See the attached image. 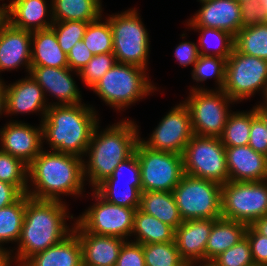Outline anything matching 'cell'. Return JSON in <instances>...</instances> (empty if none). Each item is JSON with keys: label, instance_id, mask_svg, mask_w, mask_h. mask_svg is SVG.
Returning a JSON list of instances; mask_svg holds the SVG:
<instances>
[{"label": "cell", "instance_id": "f5cc1de1", "mask_svg": "<svg viewBox=\"0 0 267 266\" xmlns=\"http://www.w3.org/2000/svg\"><path fill=\"white\" fill-rule=\"evenodd\" d=\"M6 114V90L4 86V81H0V116Z\"/></svg>", "mask_w": 267, "mask_h": 266}, {"label": "cell", "instance_id": "8d00e7d4", "mask_svg": "<svg viewBox=\"0 0 267 266\" xmlns=\"http://www.w3.org/2000/svg\"><path fill=\"white\" fill-rule=\"evenodd\" d=\"M225 67L226 59L224 58L199 55L198 60L192 68V79L199 83L209 78H214L218 86L215 87L216 90H223L225 83Z\"/></svg>", "mask_w": 267, "mask_h": 266}, {"label": "cell", "instance_id": "ab89813d", "mask_svg": "<svg viewBox=\"0 0 267 266\" xmlns=\"http://www.w3.org/2000/svg\"><path fill=\"white\" fill-rule=\"evenodd\" d=\"M116 63L113 53L94 55L87 65L79 70V78L91 89Z\"/></svg>", "mask_w": 267, "mask_h": 266}, {"label": "cell", "instance_id": "e575fe53", "mask_svg": "<svg viewBox=\"0 0 267 266\" xmlns=\"http://www.w3.org/2000/svg\"><path fill=\"white\" fill-rule=\"evenodd\" d=\"M102 15L89 22L83 40L87 48L94 54L113 53V34L107 18ZM103 21V22H102Z\"/></svg>", "mask_w": 267, "mask_h": 266}, {"label": "cell", "instance_id": "e0dca14e", "mask_svg": "<svg viewBox=\"0 0 267 266\" xmlns=\"http://www.w3.org/2000/svg\"><path fill=\"white\" fill-rule=\"evenodd\" d=\"M188 19L189 27L221 29L235 36L242 28L240 3L235 0H211Z\"/></svg>", "mask_w": 267, "mask_h": 266}, {"label": "cell", "instance_id": "f546056e", "mask_svg": "<svg viewBox=\"0 0 267 266\" xmlns=\"http://www.w3.org/2000/svg\"><path fill=\"white\" fill-rule=\"evenodd\" d=\"M26 205V194L0 209V248L4 243H17L21 236ZM3 245V246H2Z\"/></svg>", "mask_w": 267, "mask_h": 266}, {"label": "cell", "instance_id": "ffe728a7", "mask_svg": "<svg viewBox=\"0 0 267 266\" xmlns=\"http://www.w3.org/2000/svg\"><path fill=\"white\" fill-rule=\"evenodd\" d=\"M73 232L81 243L83 266H115L121 247L127 241L120 237L86 232L76 222Z\"/></svg>", "mask_w": 267, "mask_h": 266}, {"label": "cell", "instance_id": "c3c4849f", "mask_svg": "<svg viewBox=\"0 0 267 266\" xmlns=\"http://www.w3.org/2000/svg\"><path fill=\"white\" fill-rule=\"evenodd\" d=\"M198 46L189 40L188 42H180L174 50V57L179 62V65L183 67L191 65L193 67L199 57Z\"/></svg>", "mask_w": 267, "mask_h": 266}, {"label": "cell", "instance_id": "bcb514c9", "mask_svg": "<svg viewBox=\"0 0 267 266\" xmlns=\"http://www.w3.org/2000/svg\"><path fill=\"white\" fill-rule=\"evenodd\" d=\"M247 237L255 265L267 266V237L257 233L250 225L247 226Z\"/></svg>", "mask_w": 267, "mask_h": 266}, {"label": "cell", "instance_id": "ee69618b", "mask_svg": "<svg viewBox=\"0 0 267 266\" xmlns=\"http://www.w3.org/2000/svg\"><path fill=\"white\" fill-rule=\"evenodd\" d=\"M248 145L254 151L267 156V129L256 115L254 107L251 109V129Z\"/></svg>", "mask_w": 267, "mask_h": 266}, {"label": "cell", "instance_id": "f35d334b", "mask_svg": "<svg viewBox=\"0 0 267 266\" xmlns=\"http://www.w3.org/2000/svg\"><path fill=\"white\" fill-rule=\"evenodd\" d=\"M89 22L54 21L51 28L55 32L59 46L68 54L76 42L82 41Z\"/></svg>", "mask_w": 267, "mask_h": 266}, {"label": "cell", "instance_id": "681fc988", "mask_svg": "<svg viewBox=\"0 0 267 266\" xmlns=\"http://www.w3.org/2000/svg\"><path fill=\"white\" fill-rule=\"evenodd\" d=\"M21 195L14 185L0 181V209L14 203Z\"/></svg>", "mask_w": 267, "mask_h": 266}, {"label": "cell", "instance_id": "603a6c76", "mask_svg": "<svg viewBox=\"0 0 267 266\" xmlns=\"http://www.w3.org/2000/svg\"><path fill=\"white\" fill-rule=\"evenodd\" d=\"M46 2V0H12L7 5V20L12 26L30 32L51 28L54 22L52 3L48 7Z\"/></svg>", "mask_w": 267, "mask_h": 266}, {"label": "cell", "instance_id": "d4e9b609", "mask_svg": "<svg viewBox=\"0 0 267 266\" xmlns=\"http://www.w3.org/2000/svg\"><path fill=\"white\" fill-rule=\"evenodd\" d=\"M31 66L68 67L67 54L59 46L52 28L32 32Z\"/></svg>", "mask_w": 267, "mask_h": 266}, {"label": "cell", "instance_id": "db71d44e", "mask_svg": "<svg viewBox=\"0 0 267 266\" xmlns=\"http://www.w3.org/2000/svg\"><path fill=\"white\" fill-rule=\"evenodd\" d=\"M256 115L262 120L265 128L267 129V108H264L261 104L254 106Z\"/></svg>", "mask_w": 267, "mask_h": 266}, {"label": "cell", "instance_id": "83f0119b", "mask_svg": "<svg viewBox=\"0 0 267 266\" xmlns=\"http://www.w3.org/2000/svg\"><path fill=\"white\" fill-rule=\"evenodd\" d=\"M132 242L138 244L165 243L174 241L175 230L154 216L136 209Z\"/></svg>", "mask_w": 267, "mask_h": 266}, {"label": "cell", "instance_id": "f6af8a7d", "mask_svg": "<svg viewBox=\"0 0 267 266\" xmlns=\"http://www.w3.org/2000/svg\"><path fill=\"white\" fill-rule=\"evenodd\" d=\"M115 266H145L143 245L126 241L121 247Z\"/></svg>", "mask_w": 267, "mask_h": 266}, {"label": "cell", "instance_id": "6f0895ef", "mask_svg": "<svg viewBox=\"0 0 267 266\" xmlns=\"http://www.w3.org/2000/svg\"><path fill=\"white\" fill-rule=\"evenodd\" d=\"M263 102L261 103L260 102V104L264 107V108H267V86H266V89H265V92H264V94H263Z\"/></svg>", "mask_w": 267, "mask_h": 266}, {"label": "cell", "instance_id": "60d3db41", "mask_svg": "<svg viewBox=\"0 0 267 266\" xmlns=\"http://www.w3.org/2000/svg\"><path fill=\"white\" fill-rule=\"evenodd\" d=\"M217 266H254L250 244L245 236L212 260Z\"/></svg>", "mask_w": 267, "mask_h": 266}, {"label": "cell", "instance_id": "f907efd6", "mask_svg": "<svg viewBox=\"0 0 267 266\" xmlns=\"http://www.w3.org/2000/svg\"><path fill=\"white\" fill-rule=\"evenodd\" d=\"M13 251L14 250H11L10 248H0V266H12L11 264H16V262H14V255H12Z\"/></svg>", "mask_w": 267, "mask_h": 266}, {"label": "cell", "instance_id": "d6a6232c", "mask_svg": "<svg viewBox=\"0 0 267 266\" xmlns=\"http://www.w3.org/2000/svg\"><path fill=\"white\" fill-rule=\"evenodd\" d=\"M234 48L240 53L267 60V23L241 28L234 36Z\"/></svg>", "mask_w": 267, "mask_h": 266}, {"label": "cell", "instance_id": "7bdbcfd3", "mask_svg": "<svg viewBox=\"0 0 267 266\" xmlns=\"http://www.w3.org/2000/svg\"><path fill=\"white\" fill-rule=\"evenodd\" d=\"M242 28L267 23V10L260 0H244L240 3Z\"/></svg>", "mask_w": 267, "mask_h": 266}, {"label": "cell", "instance_id": "4dcf8cb0", "mask_svg": "<svg viewBox=\"0 0 267 266\" xmlns=\"http://www.w3.org/2000/svg\"><path fill=\"white\" fill-rule=\"evenodd\" d=\"M200 33L199 55H209L228 59L234 48V36L221 29L207 27H190ZM215 46V47H214Z\"/></svg>", "mask_w": 267, "mask_h": 266}, {"label": "cell", "instance_id": "9a60e30c", "mask_svg": "<svg viewBox=\"0 0 267 266\" xmlns=\"http://www.w3.org/2000/svg\"><path fill=\"white\" fill-rule=\"evenodd\" d=\"M0 150L29 166L43 150L41 123L34 127L22 121L10 120L0 128Z\"/></svg>", "mask_w": 267, "mask_h": 266}, {"label": "cell", "instance_id": "2e32d148", "mask_svg": "<svg viewBox=\"0 0 267 266\" xmlns=\"http://www.w3.org/2000/svg\"><path fill=\"white\" fill-rule=\"evenodd\" d=\"M79 76L77 71L66 68H54L45 66H31L29 75L41 86L47 100V94L57 98L58 102L50 106L76 105L81 103L82 95L71 73Z\"/></svg>", "mask_w": 267, "mask_h": 266}, {"label": "cell", "instance_id": "5b68a950", "mask_svg": "<svg viewBox=\"0 0 267 266\" xmlns=\"http://www.w3.org/2000/svg\"><path fill=\"white\" fill-rule=\"evenodd\" d=\"M146 70L135 65L116 63L91 90L113 109L123 111L156 91Z\"/></svg>", "mask_w": 267, "mask_h": 266}, {"label": "cell", "instance_id": "11a10c76", "mask_svg": "<svg viewBox=\"0 0 267 266\" xmlns=\"http://www.w3.org/2000/svg\"><path fill=\"white\" fill-rule=\"evenodd\" d=\"M7 22V4L3 3L0 5V31Z\"/></svg>", "mask_w": 267, "mask_h": 266}, {"label": "cell", "instance_id": "b9f144b4", "mask_svg": "<svg viewBox=\"0 0 267 266\" xmlns=\"http://www.w3.org/2000/svg\"><path fill=\"white\" fill-rule=\"evenodd\" d=\"M128 177V178H127ZM107 179H116V182L133 183L142 192L140 165L136 152L120 162L112 175Z\"/></svg>", "mask_w": 267, "mask_h": 266}, {"label": "cell", "instance_id": "5bb4252c", "mask_svg": "<svg viewBox=\"0 0 267 266\" xmlns=\"http://www.w3.org/2000/svg\"><path fill=\"white\" fill-rule=\"evenodd\" d=\"M193 135L190 113L182 101L162 117L148 140L140 137V141L152 150L183 154Z\"/></svg>", "mask_w": 267, "mask_h": 266}, {"label": "cell", "instance_id": "836d02e7", "mask_svg": "<svg viewBox=\"0 0 267 266\" xmlns=\"http://www.w3.org/2000/svg\"><path fill=\"white\" fill-rule=\"evenodd\" d=\"M251 109L232 111L227 119L222 135L219 137L225 147L246 146L250 139Z\"/></svg>", "mask_w": 267, "mask_h": 266}, {"label": "cell", "instance_id": "1f68e13d", "mask_svg": "<svg viewBox=\"0 0 267 266\" xmlns=\"http://www.w3.org/2000/svg\"><path fill=\"white\" fill-rule=\"evenodd\" d=\"M94 190L109 203L127 208L140 207L141 191L133 183L105 179Z\"/></svg>", "mask_w": 267, "mask_h": 266}, {"label": "cell", "instance_id": "ac0fdd59", "mask_svg": "<svg viewBox=\"0 0 267 266\" xmlns=\"http://www.w3.org/2000/svg\"><path fill=\"white\" fill-rule=\"evenodd\" d=\"M32 32L18 29L7 22L0 31V72L25 67L31 70ZM0 81L3 79L0 77Z\"/></svg>", "mask_w": 267, "mask_h": 266}, {"label": "cell", "instance_id": "7c38bea8", "mask_svg": "<svg viewBox=\"0 0 267 266\" xmlns=\"http://www.w3.org/2000/svg\"><path fill=\"white\" fill-rule=\"evenodd\" d=\"M267 86V60L246 55L233 48L226 60L223 91L235 102L262 95ZM262 91V92H261Z\"/></svg>", "mask_w": 267, "mask_h": 266}, {"label": "cell", "instance_id": "91938a15", "mask_svg": "<svg viewBox=\"0 0 267 266\" xmlns=\"http://www.w3.org/2000/svg\"><path fill=\"white\" fill-rule=\"evenodd\" d=\"M206 1H211V0H198V2H200V3H203V2H206Z\"/></svg>", "mask_w": 267, "mask_h": 266}, {"label": "cell", "instance_id": "ba28073f", "mask_svg": "<svg viewBox=\"0 0 267 266\" xmlns=\"http://www.w3.org/2000/svg\"><path fill=\"white\" fill-rule=\"evenodd\" d=\"M222 185L184 174L172 191L183 221L194 219H219Z\"/></svg>", "mask_w": 267, "mask_h": 266}, {"label": "cell", "instance_id": "d6986e66", "mask_svg": "<svg viewBox=\"0 0 267 266\" xmlns=\"http://www.w3.org/2000/svg\"><path fill=\"white\" fill-rule=\"evenodd\" d=\"M7 115L41 113V121L45 118L50 103L46 101L41 86L29 74L12 84L6 85ZM47 102V103H46Z\"/></svg>", "mask_w": 267, "mask_h": 266}, {"label": "cell", "instance_id": "7402d4cb", "mask_svg": "<svg viewBox=\"0 0 267 266\" xmlns=\"http://www.w3.org/2000/svg\"><path fill=\"white\" fill-rule=\"evenodd\" d=\"M215 220H186L175 229L174 241L181 258L188 265L205 261V247Z\"/></svg>", "mask_w": 267, "mask_h": 266}, {"label": "cell", "instance_id": "cb8c5ba5", "mask_svg": "<svg viewBox=\"0 0 267 266\" xmlns=\"http://www.w3.org/2000/svg\"><path fill=\"white\" fill-rule=\"evenodd\" d=\"M21 266H83L80 240L72 232L60 243L33 254Z\"/></svg>", "mask_w": 267, "mask_h": 266}, {"label": "cell", "instance_id": "44dd1931", "mask_svg": "<svg viewBox=\"0 0 267 266\" xmlns=\"http://www.w3.org/2000/svg\"><path fill=\"white\" fill-rule=\"evenodd\" d=\"M229 181L267 180V156L249 145L225 147Z\"/></svg>", "mask_w": 267, "mask_h": 266}, {"label": "cell", "instance_id": "94428289", "mask_svg": "<svg viewBox=\"0 0 267 266\" xmlns=\"http://www.w3.org/2000/svg\"><path fill=\"white\" fill-rule=\"evenodd\" d=\"M235 1L241 3V2L244 1V0H235Z\"/></svg>", "mask_w": 267, "mask_h": 266}, {"label": "cell", "instance_id": "680465c9", "mask_svg": "<svg viewBox=\"0 0 267 266\" xmlns=\"http://www.w3.org/2000/svg\"><path fill=\"white\" fill-rule=\"evenodd\" d=\"M262 6L267 10V0H260Z\"/></svg>", "mask_w": 267, "mask_h": 266}, {"label": "cell", "instance_id": "8992f818", "mask_svg": "<svg viewBox=\"0 0 267 266\" xmlns=\"http://www.w3.org/2000/svg\"><path fill=\"white\" fill-rule=\"evenodd\" d=\"M136 8L106 17L113 34V54L117 63L147 68L150 40Z\"/></svg>", "mask_w": 267, "mask_h": 266}, {"label": "cell", "instance_id": "277c9868", "mask_svg": "<svg viewBox=\"0 0 267 266\" xmlns=\"http://www.w3.org/2000/svg\"><path fill=\"white\" fill-rule=\"evenodd\" d=\"M96 126L83 161L84 179L95 189L110 177L120 162L129 158L140 140L139 126L129 118L99 131ZM88 154V155H87ZM88 178V179H87Z\"/></svg>", "mask_w": 267, "mask_h": 266}, {"label": "cell", "instance_id": "4fadbf2b", "mask_svg": "<svg viewBox=\"0 0 267 266\" xmlns=\"http://www.w3.org/2000/svg\"><path fill=\"white\" fill-rule=\"evenodd\" d=\"M95 203L75 218L84 231L105 236L120 237L125 240L132 236L136 208H127L107 202L92 190ZM129 236V237H128Z\"/></svg>", "mask_w": 267, "mask_h": 266}, {"label": "cell", "instance_id": "52a82bcc", "mask_svg": "<svg viewBox=\"0 0 267 266\" xmlns=\"http://www.w3.org/2000/svg\"><path fill=\"white\" fill-rule=\"evenodd\" d=\"M215 90V91H214ZM184 104L187 106L193 134L220 137L231 113L230 104H235L223 90L193 86Z\"/></svg>", "mask_w": 267, "mask_h": 266}, {"label": "cell", "instance_id": "484cf974", "mask_svg": "<svg viewBox=\"0 0 267 266\" xmlns=\"http://www.w3.org/2000/svg\"><path fill=\"white\" fill-rule=\"evenodd\" d=\"M247 225L225 218L216 219L205 247V261H212L219 254L245 237Z\"/></svg>", "mask_w": 267, "mask_h": 266}, {"label": "cell", "instance_id": "4316f807", "mask_svg": "<svg viewBox=\"0 0 267 266\" xmlns=\"http://www.w3.org/2000/svg\"><path fill=\"white\" fill-rule=\"evenodd\" d=\"M139 209L156 217L174 230L183 223L172 192L142 191Z\"/></svg>", "mask_w": 267, "mask_h": 266}, {"label": "cell", "instance_id": "74e56055", "mask_svg": "<svg viewBox=\"0 0 267 266\" xmlns=\"http://www.w3.org/2000/svg\"><path fill=\"white\" fill-rule=\"evenodd\" d=\"M0 181L10 183L22 194H26L28 166L20 159L0 150Z\"/></svg>", "mask_w": 267, "mask_h": 266}, {"label": "cell", "instance_id": "7dc6e473", "mask_svg": "<svg viewBox=\"0 0 267 266\" xmlns=\"http://www.w3.org/2000/svg\"><path fill=\"white\" fill-rule=\"evenodd\" d=\"M93 56L94 54L87 48L84 41L76 42L67 54L68 67L79 72Z\"/></svg>", "mask_w": 267, "mask_h": 266}, {"label": "cell", "instance_id": "7a4b0ae2", "mask_svg": "<svg viewBox=\"0 0 267 266\" xmlns=\"http://www.w3.org/2000/svg\"><path fill=\"white\" fill-rule=\"evenodd\" d=\"M68 210L65 202L33 199L26 194L24 221L14 256L16 266L73 232L74 223L71 228L66 222V219H74Z\"/></svg>", "mask_w": 267, "mask_h": 266}, {"label": "cell", "instance_id": "816d5d0a", "mask_svg": "<svg viewBox=\"0 0 267 266\" xmlns=\"http://www.w3.org/2000/svg\"><path fill=\"white\" fill-rule=\"evenodd\" d=\"M250 226L257 233L267 237V215L256 219Z\"/></svg>", "mask_w": 267, "mask_h": 266}, {"label": "cell", "instance_id": "8fae6325", "mask_svg": "<svg viewBox=\"0 0 267 266\" xmlns=\"http://www.w3.org/2000/svg\"><path fill=\"white\" fill-rule=\"evenodd\" d=\"M135 152L139 160L143 192H172L185 174L182 154L152 150L140 140Z\"/></svg>", "mask_w": 267, "mask_h": 266}, {"label": "cell", "instance_id": "f1b7e54d", "mask_svg": "<svg viewBox=\"0 0 267 266\" xmlns=\"http://www.w3.org/2000/svg\"><path fill=\"white\" fill-rule=\"evenodd\" d=\"M53 21L92 22L102 14L101 0H51Z\"/></svg>", "mask_w": 267, "mask_h": 266}, {"label": "cell", "instance_id": "3957f363", "mask_svg": "<svg viewBox=\"0 0 267 266\" xmlns=\"http://www.w3.org/2000/svg\"><path fill=\"white\" fill-rule=\"evenodd\" d=\"M43 143L51 151L79 156L83 159L99 117L95 107L84 102L76 105L49 106L40 121Z\"/></svg>", "mask_w": 267, "mask_h": 266}, {"label": "cell", "instance_id": "6da1fadb", "mask_svg": "<svg viewBox=\"0 0 267 266\" xmlns=\"http://www.w3.org/2000/svg\"><path fill=\"white\" fill-rule=\"evenodd\" d=\"M83 161L79 156L42 150L28 166L27 195L38 200L62 201L61 195L84 191ZM32 186V188H30Z\"/></svg>", "mask_w": 267, "mask_h": 266}, {"label": "cell", "instance_id": "9c48e42d", "mask_svg": "<svg viewBox=\"0 0 267 266\" xmlns=\"http://www.w3.org/2000/svg\"><path fill=\"white\" fill-rule=\"evenodd\" d=\"M222 218L251 225L267 215V180L228 181L221 188Z\"/></svg>", "mask_w": 267, "mask_h": 266}, {"label": "cell", "instance_id": "9f6ffc18", "mask_svg": "<svg viewBox=\"0 0 267 266\" xmlns=\"http://www.w3.org/2000/svg\"><path fill=\"white\" fill-rule=\"evenodd\" d=\"M188 266H217V265L213 261H198V262L189 264Z\"/></svg>", "mask_w": 267, "mask_h": 266}, {"label": "cell", "instance_id": "d590c367", "mask_svg": "<svg viewBox=\"0 0 267 266\" xmlns=\"http://www.w3.org/2000/svg\"><path fill=\"white\" fill-rule=\"evenodd\" d=\"M145 266H188L181 258L175 241L143 244Z\"/></svg>", "mask_w": 267, "mask_h": 266}, {"label": "cell", "instance_id": "30bf717a", "mask_svg": "<svg viewBox=\"0 0 267 266\" xmlns=\"http://www.w3.org/2000/svg\"><path fill=\"white\" fill-rule=\"evenodd\" d=\"M182 157L185 174L220 185L229 181L225 146L220 138L194 134Z\"/></svg>", "mask_w": 267, "mask_h": 266}]
</instances>
